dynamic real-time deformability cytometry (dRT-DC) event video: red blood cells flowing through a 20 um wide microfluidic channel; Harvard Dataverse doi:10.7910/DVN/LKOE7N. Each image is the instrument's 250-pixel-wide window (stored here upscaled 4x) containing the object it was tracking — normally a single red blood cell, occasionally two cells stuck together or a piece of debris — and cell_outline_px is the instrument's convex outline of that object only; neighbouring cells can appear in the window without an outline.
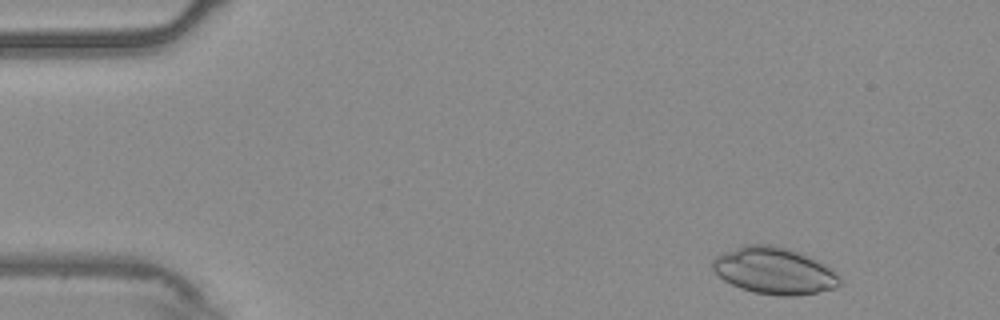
{"species": "common noctule bat (a hibernating species)", "species_latin": "Nyctalus noctula", "temperature_condition": "warm", "stored_images_in_passage": 50, "camera_frame_rate_fps": 3000, "um_per_image_px": 0.085, "animal": {"sex": "male", "body_mass_g": 20.4}, "frame": {"image": 1, "passage_image": 1, "time_ms": 0.0, "image_size_px": [1000, 320], "cell_outline_px": [[840, 284], [836, 288], [816, 292], [792, 296], [780, 296], [752, 292], [740, 288], [724, 280], [712, 268], [712, 260], [716, 256], [724, 252], [744, 244], [772, 244], [800, 252], [832, 268], [840, 276]], "centroid_in_image_um": [65.81, 23.01], "position_along_channel_um": 19.2, "area_um2": 34.68}}
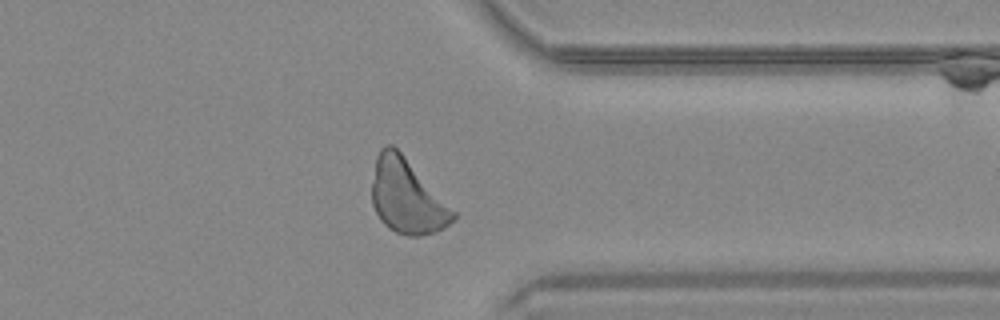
{"frame": {"image": 2, "passage_image": 38, "time_ms": 12.333, "image_size_px": [1000, 320], "cell_outline_px": [[456, 216], [444, 228], [436, 232], [420, 236], [408, 236], [396, 232], [388, 228], [380, 220], [372, 204], [372, 184], [376, 156], [380, 148], [388, 144], [392, 144], [400, 152], [456, 212]], "centroid_in_image_um": [34.56, 16.72], "position_along_channel_um": 376.8, "area_um2": 34.74}}